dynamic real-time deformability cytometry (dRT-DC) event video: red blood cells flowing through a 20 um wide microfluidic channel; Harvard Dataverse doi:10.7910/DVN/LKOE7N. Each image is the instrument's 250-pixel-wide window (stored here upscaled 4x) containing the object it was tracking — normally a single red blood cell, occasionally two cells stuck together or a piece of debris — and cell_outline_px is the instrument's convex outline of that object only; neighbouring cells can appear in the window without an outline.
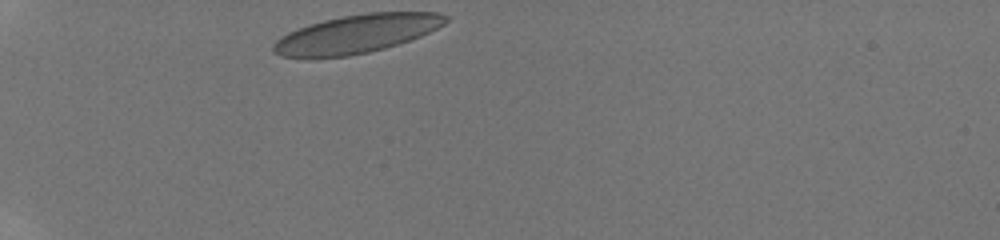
{"species": "human", "species_latin": "Homo sapiens", "temperature_condition": "room temperature", "stored_images_in_passage": 6, "camera_frame_rate_fps": 3000, "um_per_image_px": 0.085, "donor": {"sex": "male"}, "frame": {"image": 1, "passage_image": 1, "time_ms": 0.0, "image_size_px": [1000, 240], "cell_outline_px": [[448, 20], [444, 24], [420, 36], [384, 48], [368, 52], [348, 56], [280, 56], [272, 52], [272, 44], [280, 36], [288, 32], [308, 24], [324, 20], [344, 16], [368, 12], [440, 12], [448, 16]], "centroid_in_image_um": [30.31, 2.86], "position_along_channel_um": 54.7, "area_um2": 38.03}}
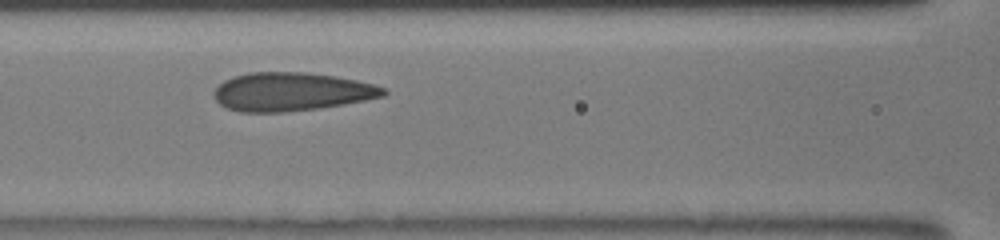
{"frame": {"image": 2, "passage_image": 4, "time_ms": 3.0, "image_size_px": [1000, 240], "cell_outline_px": [[388, 92], [384, 96], [344, 104], [320, 108], [284, 112], [240, 112], [228, 108], [220, 104], [216, 100], [212, 92], [224, 80], [248, 72], [304, 72], [332, 76], [356, 80], [388, 88]], "centroid_in_image_um": [24.77, 7.8], "position_along_channel_um": 141.8, "area_um2": 37.92}}
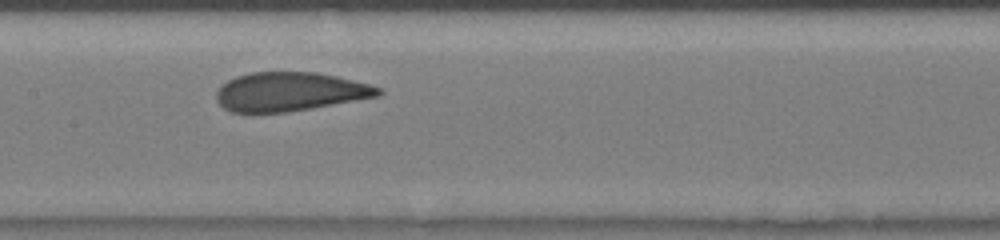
{"frame": {"image": 3, "passage_image": 5, "time_ms": 4.0, "image_size_px": [1000, 240], "cell_outline_px": [[384, 92], [380, 96], [312, 108], [288, 112], [232, 112], [224, 108], [216, 100], [216, 92], [228, 80], [236, 76], [252, 72], [316, 72], [336, 76], [368, 84], [380, 88]], "centroid_in_image_um": [24.65, 7.79], "position_along_channel_um": 182.8, "area_um2": 36.53}}